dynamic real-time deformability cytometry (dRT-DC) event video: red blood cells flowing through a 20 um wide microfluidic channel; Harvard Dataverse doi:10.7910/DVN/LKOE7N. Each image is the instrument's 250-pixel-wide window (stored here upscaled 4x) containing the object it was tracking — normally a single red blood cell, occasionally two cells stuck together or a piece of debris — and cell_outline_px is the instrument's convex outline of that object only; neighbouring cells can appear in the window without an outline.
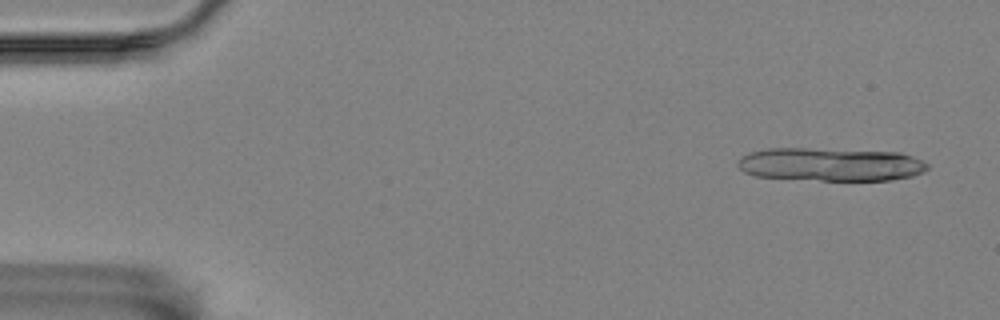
{"species": "Egyptian fruit bat (a non-hibernating species)", "species_latin": "Rousettus aegyptiacus", "temperature_condition": "room temperature", "stored_images_in_passage": 12, "segment_of_instrument_passage": [1, 2], "camera_frame_rate_fps": 3000, "um_per_image_px": 0.085, "animal": {"sex": "female"}, "frame": {"image": 1, "passage_image": 1, "time_ms": 0.0, "image_size_px": [1000, 320], "cell_outline_px": [[928, 168], [924, 172], [912, 176], [892, 180], [820, 180], [756, 176], [744, 172], [736, 164], [744, 156], [752, 152], [768, 148], [808, 148], [900, 152], [912, 156], [928, 164]], "centroid_in_image_um": [70.63, 13.97], "position_along_channel_um": 14.4, "area_um2": 36.65}}
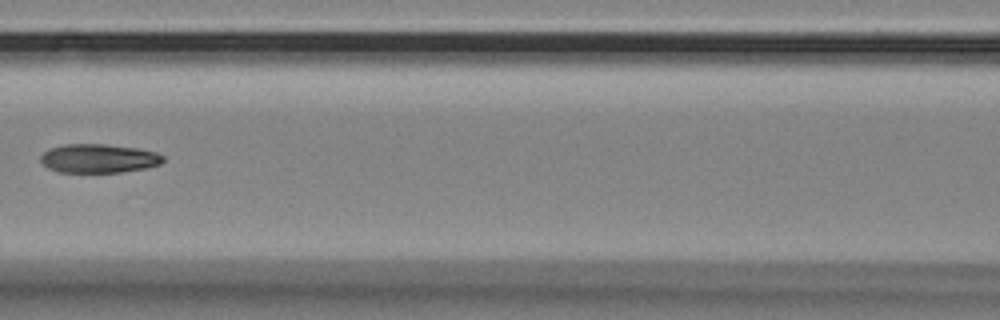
{"frame": {"image": 2, "passage_image": 7, "time_ms": 7.667, "image_size_px": [1000, 320], "cell_outline_px": [[164, 160], [160, 164], [148, 168], [120, 172], [60, 172], [48, 168], [40, 160], [40, 156], [48, 148], [64, 144], [104, 144], [136, 148], [156, 152], [164, 156]], "centroid_in_image_um": [8.39, 13.46], "position_along_channel_um": 158.2, "area_um2": 20.63}}
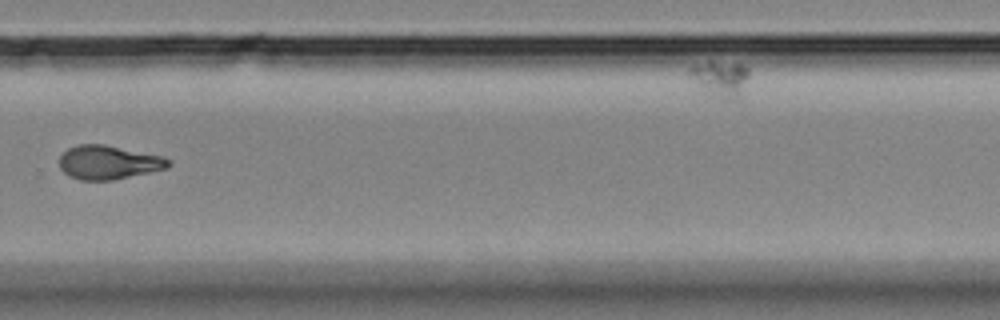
{"frame": {"image": 3, "passage_image": 11, "time_ms": 12.333, "image_size_px": [1000, 320], "cell_outline_px": [[172, 164], [168, 168], [112, 180], [80, 180], [68, 176], [60, 168], [60, 156], [68, 148], [76, 144], [104, 144], [164, 156], [172, 160]], "centroid_in_image_um": [9.25, 13.79], "position_along_channel_um": 320.6, "area_um2": 21.68}}